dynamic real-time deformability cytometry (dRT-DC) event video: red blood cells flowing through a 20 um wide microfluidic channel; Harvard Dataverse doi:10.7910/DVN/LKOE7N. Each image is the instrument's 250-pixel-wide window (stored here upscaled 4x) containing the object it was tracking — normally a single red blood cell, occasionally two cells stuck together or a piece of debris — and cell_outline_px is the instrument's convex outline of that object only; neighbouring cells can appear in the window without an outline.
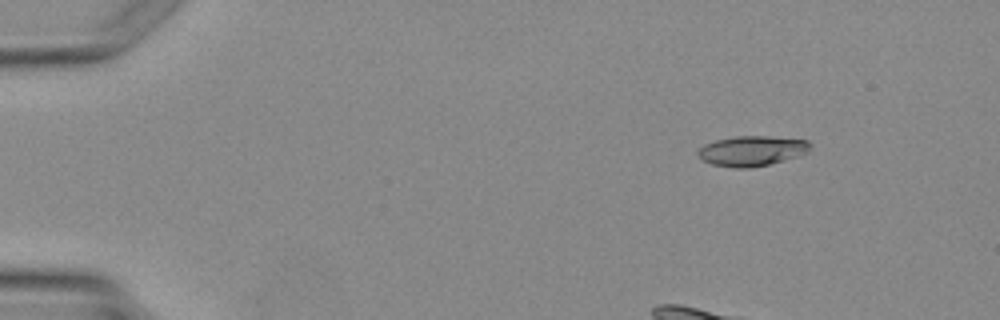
{"species": "Egyptian fruit bat (a non-hibernating species)", "species_latin": "Rousettus aegyptiacus", "temperature_condition": "warm", "stored_images_in_passage": 4, "camera_frame_rate_fps": 3000, "um_per_image_px": 0.085, "animal": {"sex": "female"}, "frame": {"image": 1, "passage_image": 2, "time_ms": 1.333, "image_size_px": [1000, 320], "cell_outline_px": [[812, 144], [808, 152], [796, 156], [768, 164], [748, 168], [736, 168], [712, 164], [700, 160], [696, 156], [696, 152], [704, 144], [716, 140], [736, 136], [768, 136], [808, 140]], "centroid_in_image_um": [63.87, 12.82], "position_along_channel_um": 21.1, "area_um2": 19.71}}